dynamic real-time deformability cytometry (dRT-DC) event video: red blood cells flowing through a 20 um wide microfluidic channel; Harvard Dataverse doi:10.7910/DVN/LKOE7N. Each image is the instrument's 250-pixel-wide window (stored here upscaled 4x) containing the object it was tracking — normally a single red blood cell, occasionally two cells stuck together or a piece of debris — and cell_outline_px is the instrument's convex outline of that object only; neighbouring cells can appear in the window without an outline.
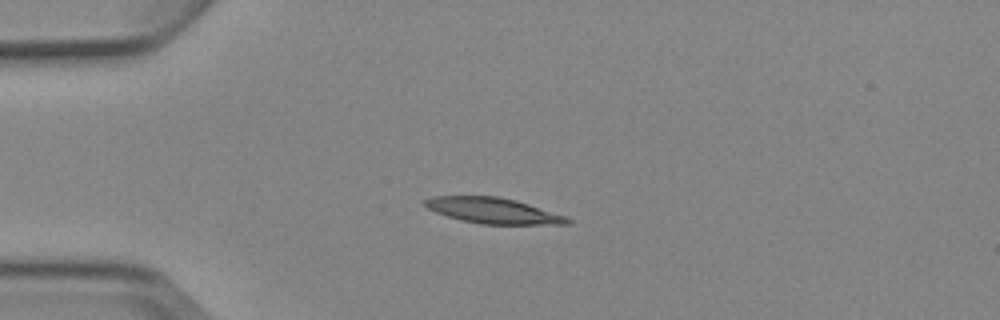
{"species": "Egyptian fruit bat (a non-hibernating species)", "species_latin": "Rousettus aegyptiacus", "temperature_condition": "cold", "stored_images_in_passage": 7, "camera_frame_rate_fps": 3000, "um_per_image_px": 0.085, "animal": {"sex": "female"}, "frame": {"image": 1, "passage_image": 3, "time_ms": 2.333, "image_size_px": [1000, 320], "cell_outline_px": [[572, 220], [568, 224], [480, 224], [460, 220], [436, 212], [428, 208], [424, 204], [424, 200], [432, 196], [496, 196], [516, 200], [564, 216]], "centroid_in_image_um": [41.87, 17.9], "position_along_channel_um": 43.1, "area_um2": 21.04}}
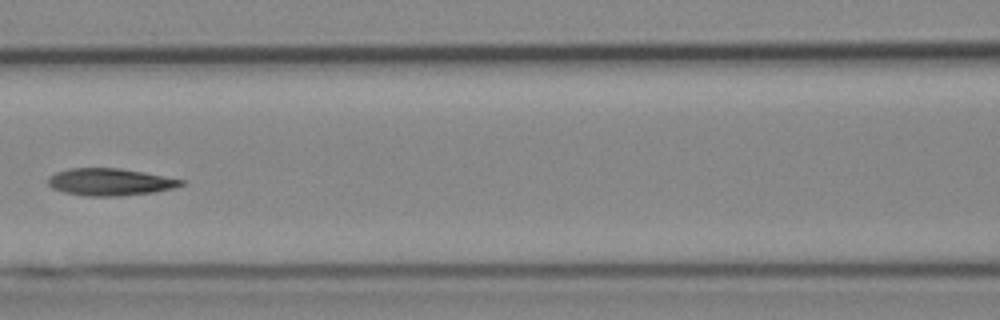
{"frame": {"image": 2, "passage_image": 6, "time_ms": 6.0, "image_size_px": [1000, 320], "cell_outline_px": [[184, 184], [172, 188], [152, 192], [120, 196], [84, 196], [64, 192], [52, 188], [48, 184], [48, 176], [56, 172], [68, 168], [120, 168], [144, 172], [184, 180]], "centroid_in_image_um": [9.3, 15.46], "position_along_channel_um": 157.3, "area_um2": 21.04}}
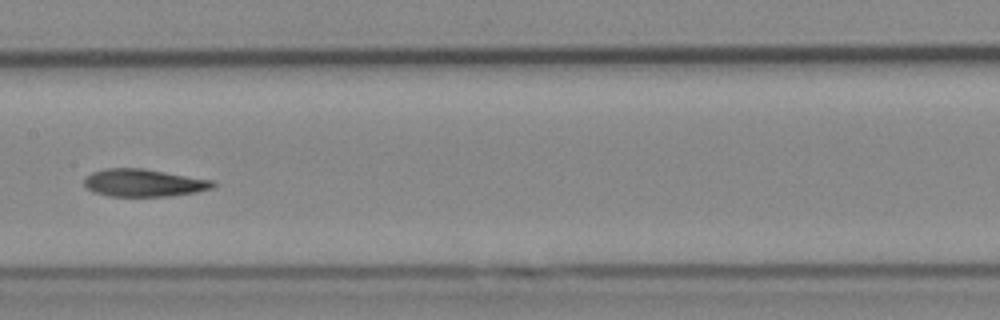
{"frame": {"image": 3, "passage_image": 7, "time_ms": 7.0, "image_size_px": [1000, 320], "cell_outline_px": [[216, 184], [212, 188], [196, 192], [168, 196], [108, 196], [92, 192], [84, 184], [84, 180], [92, 172], [104, 168], [144, 168], [216, 180]], "centroid_in_image_um": [12.25, 15.53], "position_along_channel_um": 195.2, "area_um2": 20.87}}